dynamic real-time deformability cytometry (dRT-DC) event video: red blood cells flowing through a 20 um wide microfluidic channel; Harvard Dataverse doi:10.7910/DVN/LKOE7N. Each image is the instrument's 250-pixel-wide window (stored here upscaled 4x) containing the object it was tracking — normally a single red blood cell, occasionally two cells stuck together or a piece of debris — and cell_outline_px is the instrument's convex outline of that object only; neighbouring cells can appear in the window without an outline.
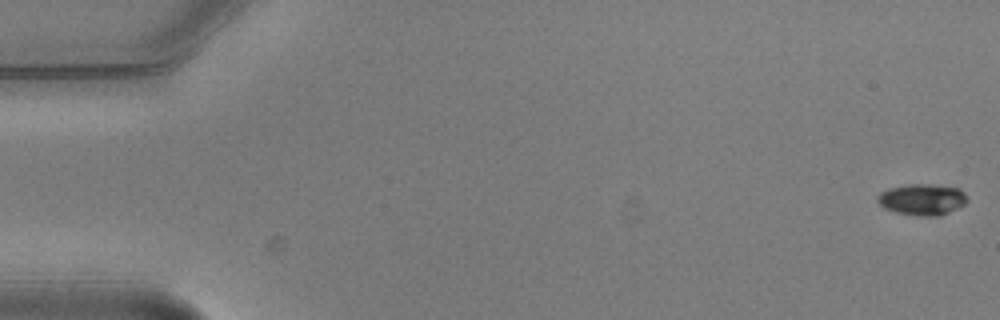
{"species": "common noctule bat (a hibernating species)", "species_latin": "Nyctalus noctula", "temperature_condition": "warm", "stored_images_in_passage": 8, "camera_frame_rate_fps": 3000, "um_per_image_px": 0.085, "animal": {"sex": "male", "body_mass_g": 20.5, "forearm_length_mm": 52.5}, "frame": {"image": 1, "passage_image": 1, "time_ms": 0.0, "image_size_px": [1000, 320], "cell_outline_px": [[968, 200], [964, 204], [940, 216], [920, 216], [896, 212], [884, 208], [876, 200], [876, 196], [880, 192], [888, 188], [908, 184], [932, 184], [960, 188], [964, 192]], "centroid_in_image_um": [78.37, 16.94], "position_along_channel_um": 6.6, "area_um2": 16.42}}
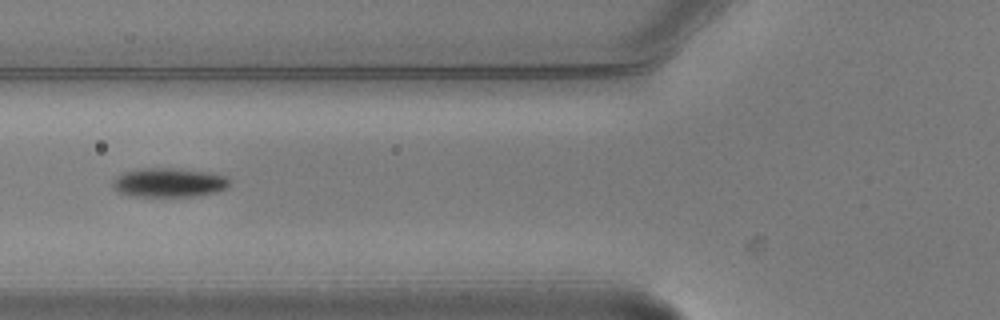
{"frame": {"image": 2, "passage_image": 7, "time_ms": 2.0, "image_size_px": [1000, 320], "cell_outline_px": [[232, 184], [228, 188], [216, 192], [196, 196], [132, 196], [120, 192], [112, 184], [112, 180], [116, 176], [124, 172], [136, 168], [180, 168], [212, 172], [228, 176]], "centroid_in_image_um": [14.43, 15.5], "position_along_channel_um": 111.4, "area_um2": 20.23}}
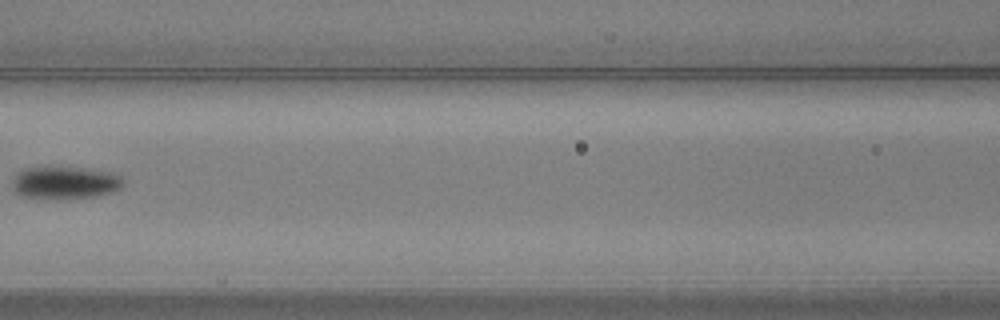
{"frame": {"image": 3, "passage_image": 8, "time_ms": 2.333, "image_size_px": [1000, 320], "cell_outline_px": [[124, 184], [120, 188], [112, 192], [96, 196], [68, 200], [48, 200], [20, 196], [12, 188], [12, 184], [16, 172], [24, 168], [44, 164], [52, 164], [84, 168], [112, 172], [120, 176], [124, 180]], "centroid_in_image_um": [5.46, 15.51], "position_along_channel_um": 161.1, "area_um2": 22.48}}